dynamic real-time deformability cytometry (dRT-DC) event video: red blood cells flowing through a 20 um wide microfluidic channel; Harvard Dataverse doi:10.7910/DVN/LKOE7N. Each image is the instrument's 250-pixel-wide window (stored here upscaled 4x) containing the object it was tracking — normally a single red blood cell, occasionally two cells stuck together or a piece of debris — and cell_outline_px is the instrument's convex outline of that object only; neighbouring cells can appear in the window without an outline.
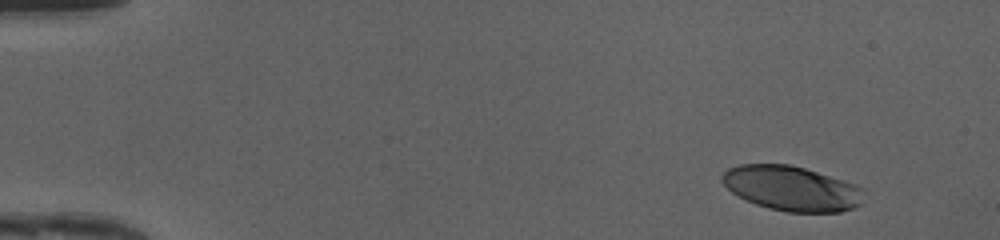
{"species": "human", "species_latin": "Homo sapiens", "temperature_condition": "cold", "stored_images_in_passage": 15, "camera_frame_rate_fps": 3000, "um_per_image_px": 0.085, "donor": {"sex": "female"}, "frame": {"image": 1, "passage_image": 1, "time_ms": 0.0, "image_size_px": [1000, 240], "cell_outline_px": [[864, 188], [860, 204], [856, 208], [840, 212], [788, 212], [768, 208], [756, 204], [732, 192], [720, 180], [720, 176], [728, 168], [740, 164], [788, 164], [804, 168], [856, 184]], "centroid_in_image_um": [67.3, 16.01], "position_along_channel_um": 17.7, "area_um2": 36.93}}
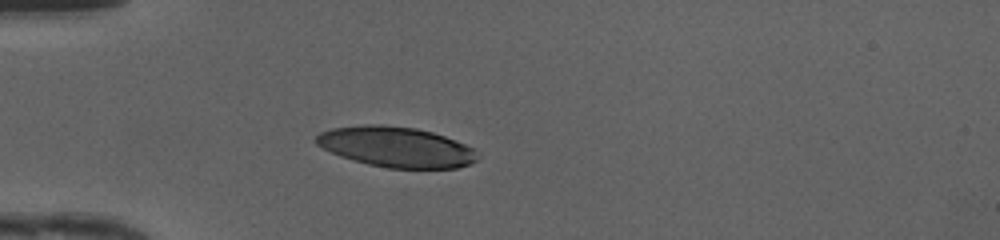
{"frame": {"image": 2, "passage_image": 11, "time_ms": 3.333, "image_size_px": [1000, 240], "cell_outline_px": [[476, 160], [472, 164], [456, 168], [388, 168], [368, 164], [352, 160], [340, 156], [316, 144], [312, 140], [320, 132], [332, 128], [364, 124], [380, 124], [416, 128], [432, 132], [456, 140], [476, 148]], "centroid_in_image_um": [33.67, 12.48], "position_along_channel_um": 51.3, "area_um2": 38.15}}
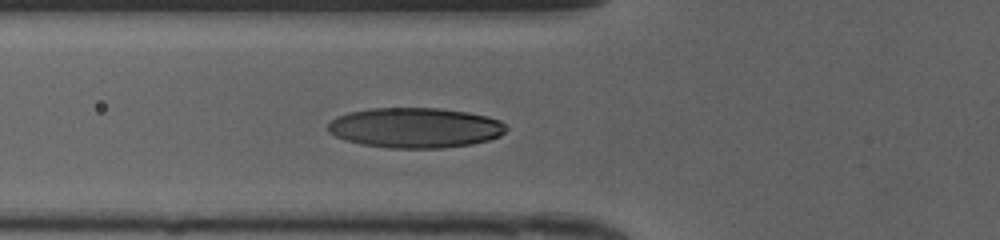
{"frame": {"image": 3, "passage_image": 15, "time_ms": 4.667, "image_size_px": [1000, 240], "cell_outline_px": [[508, 128], [500, 136], [488, 140], [472, 144], [444, 148], [388, 148], [360, 144], [344, 140], [328, 132], [324, 128], [336, 116], [348, 112], [368, 108], [440, 108], [468, 112], [488, 116], [500, 120]], "centroid_in_image_um": [35.26, 10.86], "position_along_channel_um": 90.5, "area_um2": 42.19}}